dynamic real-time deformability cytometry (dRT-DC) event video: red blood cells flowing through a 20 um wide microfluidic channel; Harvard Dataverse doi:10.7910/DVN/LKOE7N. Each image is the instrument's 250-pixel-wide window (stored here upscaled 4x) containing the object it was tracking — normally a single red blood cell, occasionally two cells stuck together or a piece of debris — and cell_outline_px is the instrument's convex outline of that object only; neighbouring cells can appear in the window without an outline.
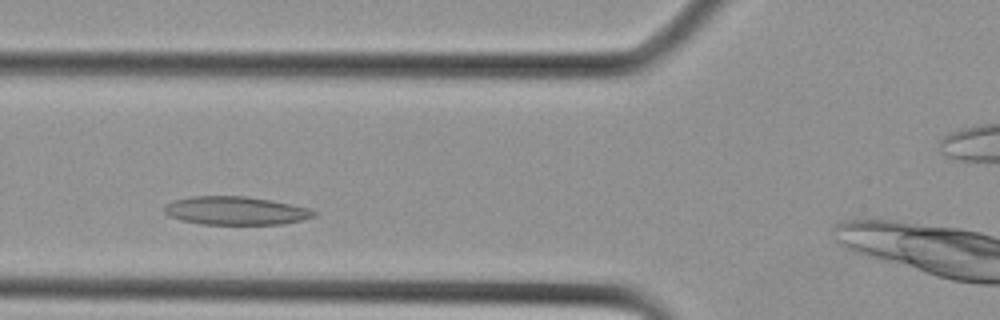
{"species": "Egyptian fruit bat (a non-hibernating species)", "species_latin": "Rousettus aegyptiacus", "temperature_condition": "cold", "stored_images_in_passage": 22, "camera_frame_rate_fps": 3000, "um_per_image_px": 0.085, "animal": {"sex": "female"}, "frame": {"image": 1, "passage_image": 3, "time_ms": 0.667, "image_size_px": [1000, 320], "cell_outline_px": [[316, 216], [284, 224], [200, 224], [168, 216], [164, 212], [164, 204], [172, 200], [192, 196], [244, 196], [272, 200], [292, 204], [308, 208], [316, 212]], "centroid_in_image_um": [20.01, 17.9], "position_along_channel_um": 105.8, "area_um2": 24.74}}
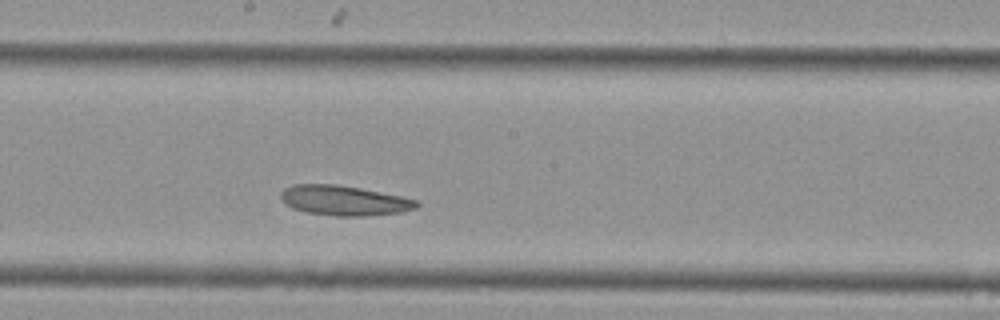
{"frame": {"image": 2, "passage_image": 8, "time_ms": 2.333, "image_size_px": [1000, 320], "cell_outline_px": [[420, 204], [416, 208], [400, 212], [364, 216], [336, 216], [304, 212], [292, 208], [284, 204], [280, 196], [280, 192], [284, 188], [292, 184], [336, 184], [360, 188], [400, 196], [416, 200]], "centroid_in_image_um": [29.19, 17.04], "position_along_channel_um": 219.0, "area_um2": 23.76}}
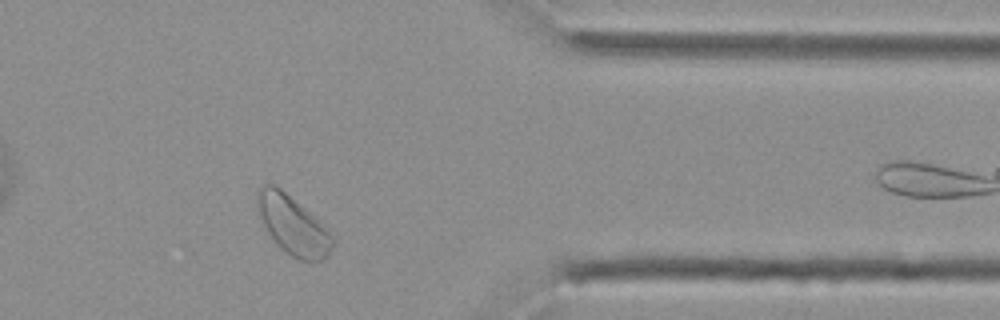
{"frame": {"image": 3, "passage_image": 16, "time_ms": 5.0, "image_size_px": [1000, 320], "cell_outline_px": [[336, 240], [328, 256], [324, 260], [300, 260], [292, 256], [280, 248], [268, 232], [260, 216], [256, 204], [256, 192], [264, 184], [272, 184], [280, 188], [316, 216], [324, 224]], "centroid_in_image_um": [24.93, 19.13], "position_along_channel_um": 386.5, "area_um2": 25.84}}